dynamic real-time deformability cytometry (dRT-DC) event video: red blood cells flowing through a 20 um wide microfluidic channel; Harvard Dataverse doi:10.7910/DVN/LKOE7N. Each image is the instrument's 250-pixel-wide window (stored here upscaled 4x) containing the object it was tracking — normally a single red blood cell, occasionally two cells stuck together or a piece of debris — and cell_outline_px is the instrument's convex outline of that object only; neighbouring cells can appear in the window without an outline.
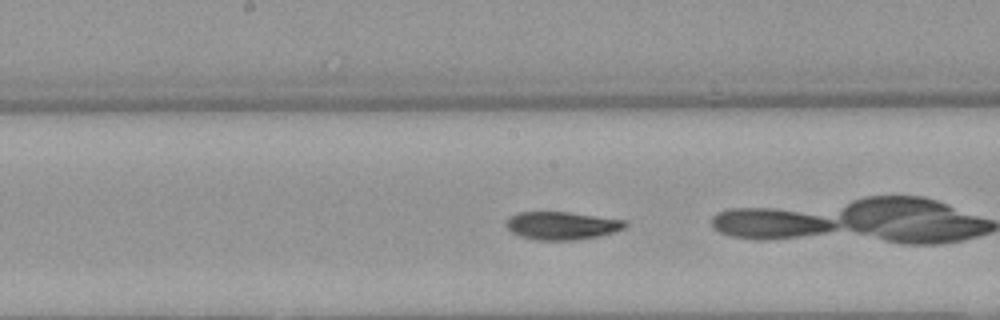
{"species": "Egyptian fruit bat (a non-hibernating species)", "species_latin": "Rousettus aegyptiacus", "temperature_condition": "warm", "stored_images_in_passage": 40, "camera_frame_rate_fps": 3000, "um_per_image_px": 0.085, "animal": {"sex": "female"}, "frame": {"image": 1, "passage_image": 22, "time_ms": 7.0, "image_size_px": [1000, 320], "cell_outline_px": [[628, 224], [624, 228], [616, 232], [600, 236], [576, 240], [536, 240], [520, 236], [512, 232], [504, 224], [516, 212], [568, 212], [628, 220]], "centroid_in_image_um": [47.81, 19.18], "position_along_channel_um": 200.4, "area_um2": 19.54}}
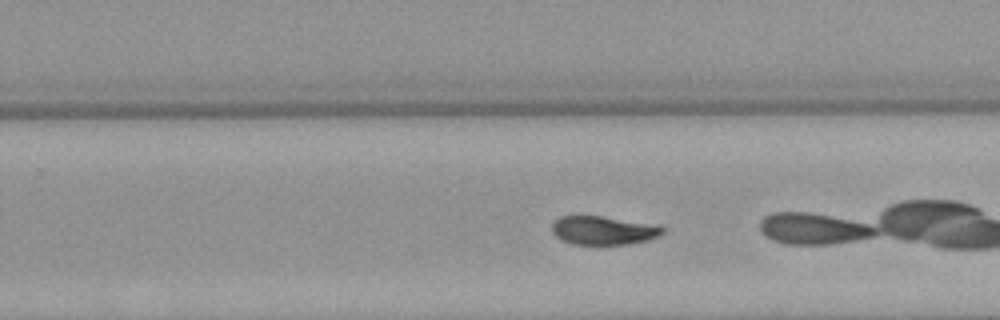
{"frame": {"image": 2, "passage_image": 28, "time_ms": 9.0, "image_size_px": [1000, 320], "cell_outline_px": [[664, 232], [660, 236], [648, 240], [628, 244], [596, 248], [572, 244], [560, 240], [552, 232], [552, 220], [560, 216], [600, 216], [660, 224], [664, 228]], "centroid_in_image_um": [51.29, 19.63], "position_along_channel_um": 278.5, "area_um2": 19.59}}
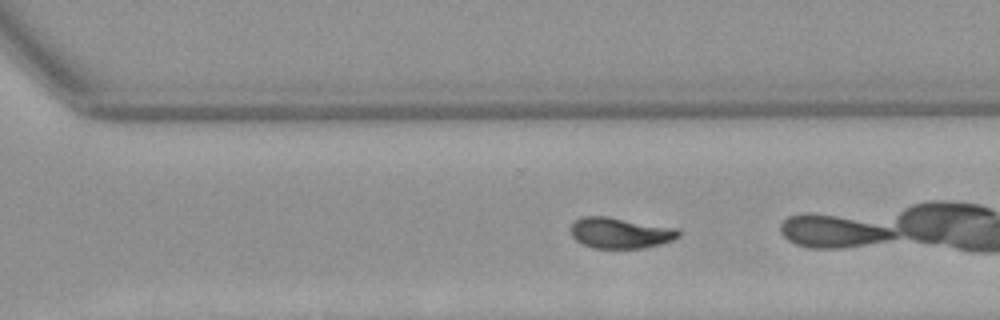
{"frame": {"image": 3, "passage_image": 31, "time_ms": 10.0, "image_size_px": [1000, 320], "cell_outline_px": [[680, 236], [672, 240], [660, 244], [644, 248], [592, 248], [576, 240], [572, 236], [572, 224], [580, 216], [608, 216], [676, 228], [680, 232]], "centroid_in_image_um": [52.72, 19.79], "position_along_channel_um": 317.9, "area_um2": 19.31}, "authors_computed_cell_mechanics": {"area_um2": 19.8254, "velocity_mm_per_s": 3.9282, "shape_relaxation_time_tau1_ms": 5.7499, "shape_relaxation_time_tau2_ms": 4.3807, "deformation_change_tau1": 0.1789, "deformation_change_tau2": 0.0972}}